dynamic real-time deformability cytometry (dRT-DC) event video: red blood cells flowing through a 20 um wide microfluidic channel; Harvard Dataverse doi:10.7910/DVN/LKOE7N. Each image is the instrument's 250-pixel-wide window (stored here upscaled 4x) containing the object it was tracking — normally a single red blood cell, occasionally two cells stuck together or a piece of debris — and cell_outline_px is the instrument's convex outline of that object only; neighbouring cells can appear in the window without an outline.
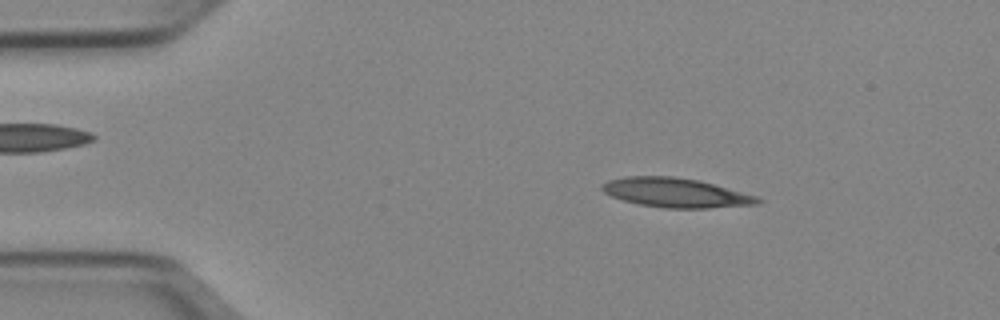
{"species": "Egyptian fruit bat (a non-hibernating species)", "species_latin": "Rousettus aegyptiacus", "temperature_condition": "cold", "stored_images_in_passage": 49, "camera_frame_rate_fps": 3000, "um_per_image_px": 0.085, "animal": {"sex": "female"}, "frame": {"image": 1, "passage_image": 7, "time_ms": 2.0, "image_size_px": [1000, 320], "cell_outline_px": [[764, 200], [760, 204], [708, 208], [664, 208], [640, 204], [624, 200], [612, 196], [604, 192], [600, 188], [600, 184], [608, 180], [624, 176], [672, 176], [700, 180], [756, 196]], "centroid_in_image_um": [57.43, 16.37], "position_along_channel_um": 27.6, "area_um2": 26.65}}
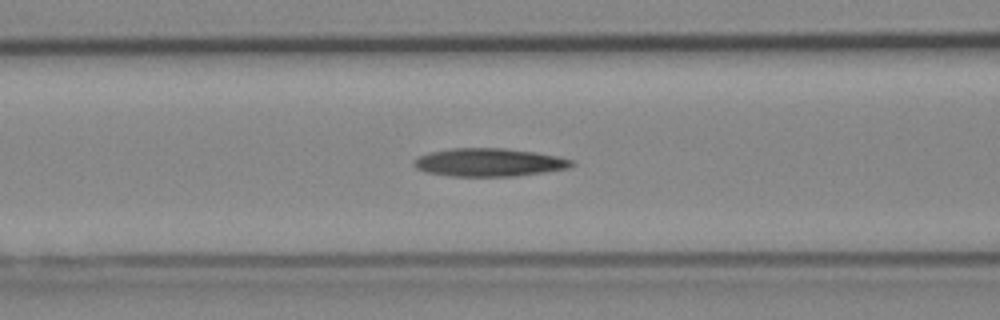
{"frame": {"image": 2, "passage_image": 19, "time_ms": 6.0, "image_size_px": [1000, 320], "cell_outline_px": [[576, 164], [568, 168], [544, 172], [516, 176], [452, 176], [424, 172], [416, 168], [412, 164], [412, 160], [428, 152], [452, 148], [504, 148], [536, 152], [560, 156], [576, 160]], "centroid_in_image_um": [41.59, 13.8], "position_along_channel_um": 125.0, "area_um2": 26.18}}
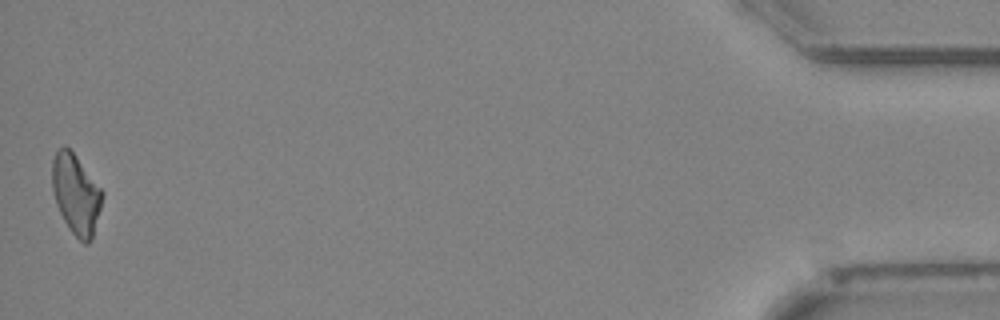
{"frame": {"image": 3, "passage_image": 49, "time_ms": 16.0, "image_size_px": [1000, 320], "cell_outline_px": [[104, 192], [92, 240], [88, 244], [84, 244], [72, 232], [64, 220], [56, 204], [52, 192], [52, 160], [56, 152], [64, 144], [76, 156]], "centroid_in_image_um": [6.45, 16.51], "position_along_channel_um": 428.8, "area_um2": 23.18}}